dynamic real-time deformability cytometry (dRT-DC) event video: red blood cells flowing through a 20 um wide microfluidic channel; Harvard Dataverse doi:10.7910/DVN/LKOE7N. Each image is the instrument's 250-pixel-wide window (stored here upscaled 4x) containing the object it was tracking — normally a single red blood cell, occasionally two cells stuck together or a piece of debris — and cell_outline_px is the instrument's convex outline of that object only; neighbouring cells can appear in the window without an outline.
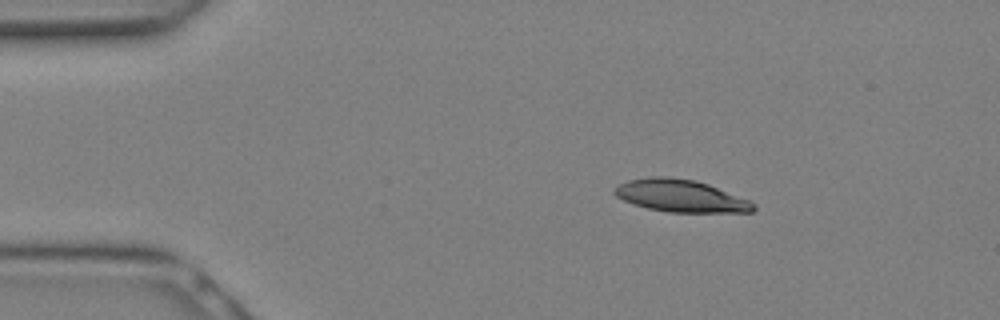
{"species": "Egyptian fruit bat (a non-hibernating species)", "species_latin": "Rousettus aegyptiacus", "temperature_condition": "warm", "stored_images_in_passage": 15, "camera_frame_rate_fps": 3000, "um_per_image_px": 0.085, "animal": {"sex": "female"}, "frame": {"image": 1, "passage_image": 1, "time_ms": 0.0, "image_size_px": [1000, 320], "cell_outline_px": [[756, 208], [752, 212], [668, 212], [648, 208], [632, 204], [616, 196], [612, 192], [612, 188], [628, 180], [648, 176], [668, 176], [696, 180], [708, 184], [748, 200], [756, 204]], "centroid_in_image_um": [57.81, 16.64], "position_along_channel_um": 27.2, "area_um2": 26.24}}
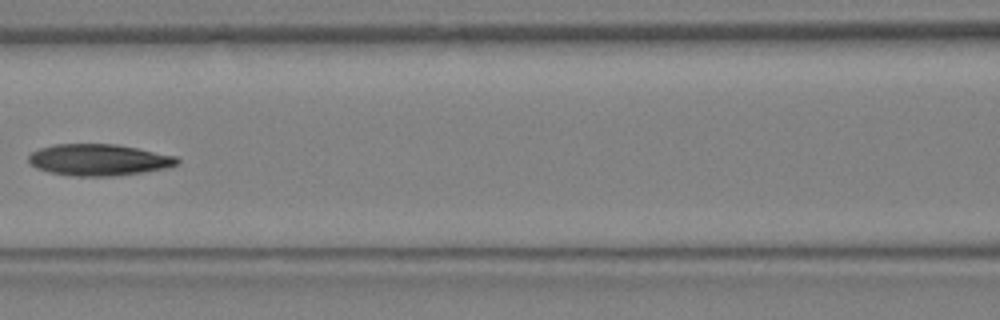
{"frame": {"image": 2, "passage_image": 9, "time_ms": 2.667, "image_size_px": [1000, 320], "cell_outline_px": [[180, 164], [168, 168], [112, 176], [76, 176], [48, 172], [36, 168], [28, 160], [28, 156], [32, 152], [40, 148], [56, 144], [116, 144], [176, 156], [180, 160]], "centroid_in_image_um": [8.4, 13.59], "position_along_channel_um": 158.2, "area_um2": 27.17}}
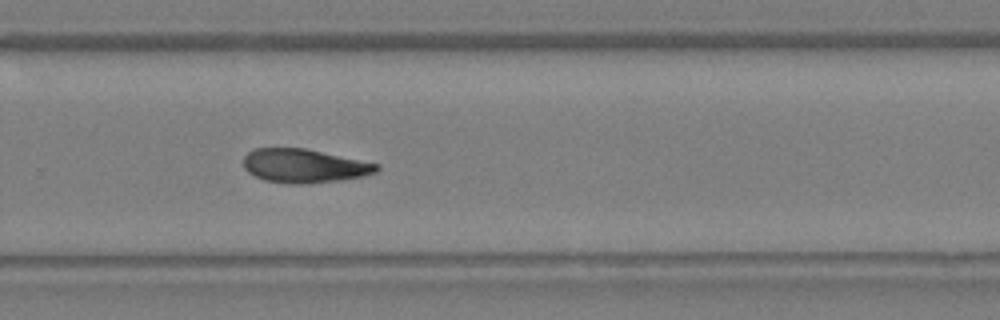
{"frame": {"image": 3, "passage_image": 15, "time_ms": 4.667, "image_size_px": [1000, 320], "cell_outline_px": [[380, 168], [376, 172], [364, 176], [340, 180], [304, 184], [288, 184], [264, 180], [248, 172], [244, 168], [244, 156], [248, 152], [256, 148], [304, 148], [380, 164]], "centroid_in_image_um": [25.86, 14.1], "position_along_channel_um": 303.9, "area_um2": 26.18}}